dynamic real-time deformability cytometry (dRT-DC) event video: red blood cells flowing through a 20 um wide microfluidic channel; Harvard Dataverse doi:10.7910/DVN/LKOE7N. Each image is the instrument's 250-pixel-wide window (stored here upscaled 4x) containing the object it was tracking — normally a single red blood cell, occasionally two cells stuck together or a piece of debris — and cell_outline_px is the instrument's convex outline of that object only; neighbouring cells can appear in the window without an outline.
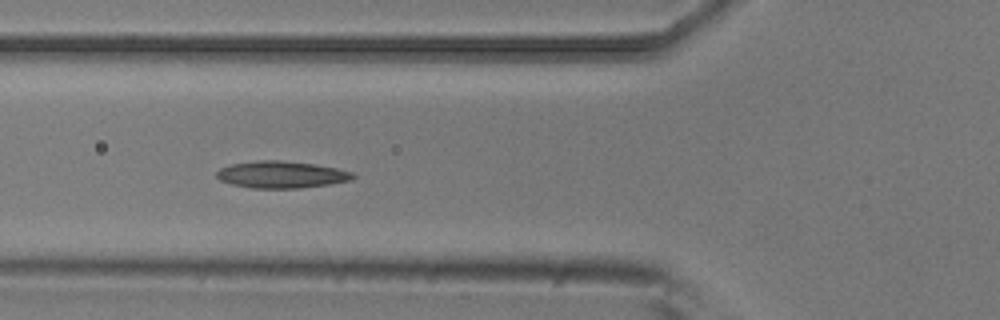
{"species": "common noctule bat (a hibernating species)", "species_latin": "Nyctalus noctula", "temperature_condition": "room temperature", "stored_images_in_passage": 6, "camera_frame_rate_fps": 3000, "um_per_image_px": 0.085, "animal": {"sex": "male", "body_mass_g": 20.5, "forearm_length_mm": 52.5}, "frame": {"image": 1, "passage_image": 5, "time_ms": 1.333, "image_size_px": [1000, 320], "cell_outline_px": [[356, 176], [352, 180], [328, 184], [300, 188], [252, 188], [232, 184], [220, 180], [216, 176], [216, 172], [220, 168], [232, 164], [256, 160], [280, 160], [316, 164], [336, 168], [352, 172]], "centroid_in_image_um": [23.92, 14.83], "position_along_channel_um": 101.9, "area_um2": 21.39}}
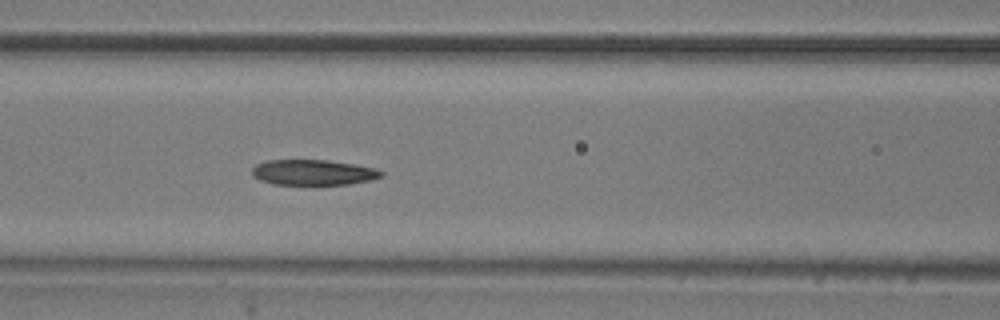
{"frame": {"image": 2, "passage_image": 6, "time_ms": 1.667, "image_size_px": [1000, 320], "cell_outline_px": [[384, 176], [372, 180], [348, 184], [312, 188], [272, 184], [260, 180], [252, 176], [252, 168], [256, 164], [264, 160], [328, 160], [376, 168], [384, 172]], "centroid_in_image_um": [26.61, 14.71], "position_along_channel_um": 140.0, "area_um2": 20.35}}